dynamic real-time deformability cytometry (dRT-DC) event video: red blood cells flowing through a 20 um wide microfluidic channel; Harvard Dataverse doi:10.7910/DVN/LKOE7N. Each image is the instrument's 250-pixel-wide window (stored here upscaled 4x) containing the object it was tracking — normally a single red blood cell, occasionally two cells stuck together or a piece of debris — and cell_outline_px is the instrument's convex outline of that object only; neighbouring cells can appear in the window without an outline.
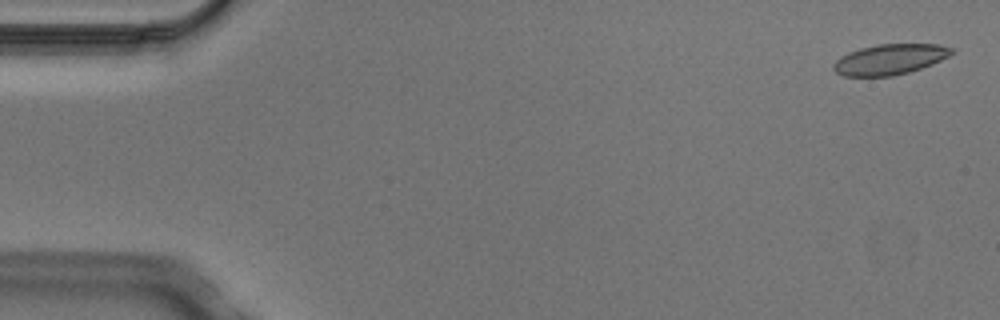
{"species": "Egyptian fruit bat (a non-hibernating species)", "species_latin": "Rousettus aegyptiacus", "temperature_condition": "cold", "stored_images_in_passage": 10, "camera_frame_rate_fps": 3000, "um_per_image_px": 0.085, "animal": {"sex": "male"}, "frame": {"image": 1, "passage_image": 1, "time_ms": 0.0, "image_size_px": [1000, 320], "cell_outline_px": [[956, 52], [932, 64], [908, 72], [892, 76], [844, 76], [836, 72], [832, 68], [832, 64], [840, 56], [848, 52], [860, 48], [880, 44], [940, 44], [952, 48]], "centroid_in_image_um": [75.62, 5.04], "position_along_channel_um": 9.4, "area_um2": 20.98}}
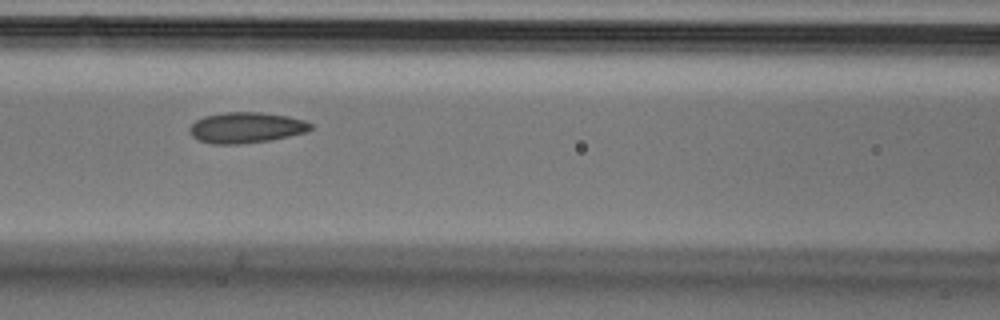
{"frame": {"image": 2, "passage_image": 6, "time_ms": 1.667, "image_size_px": [1000, 320], "cell_outline_px": [[312, 128], [308, 132], [272, 140], [240, 144], [212, 144], [200, 140], [192, 136], [188, 128], [196, 120], [204, 116], [224, 112], [260, 112], [288, 116], [304, 120], [312, 124]], "centroid_in_image_um": [20.94, 10.85], "position_along_channel_um": 145.7, "area_um2": 21.85}}
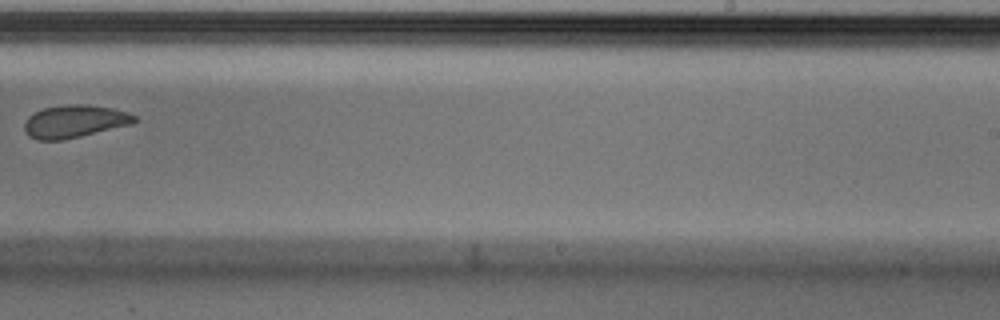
{"frame": {"image": 3, "passage_image": 9, "time_ms": 2.667, "image_size_px": [1000, 320], "cell_outline_px": [[140, 120], [132, 124], [64, 140], [36, 140], [28, 136], [24, 128], [24, 124], [28, 116], [44, 108], [68, 104], [88, 104], [112, 108], [128, 112], [136, 116]], "centroid_in_image_um": [6.36, 10.32], "position_along_channel_um": 282.6, "area_um2": 21.1}}